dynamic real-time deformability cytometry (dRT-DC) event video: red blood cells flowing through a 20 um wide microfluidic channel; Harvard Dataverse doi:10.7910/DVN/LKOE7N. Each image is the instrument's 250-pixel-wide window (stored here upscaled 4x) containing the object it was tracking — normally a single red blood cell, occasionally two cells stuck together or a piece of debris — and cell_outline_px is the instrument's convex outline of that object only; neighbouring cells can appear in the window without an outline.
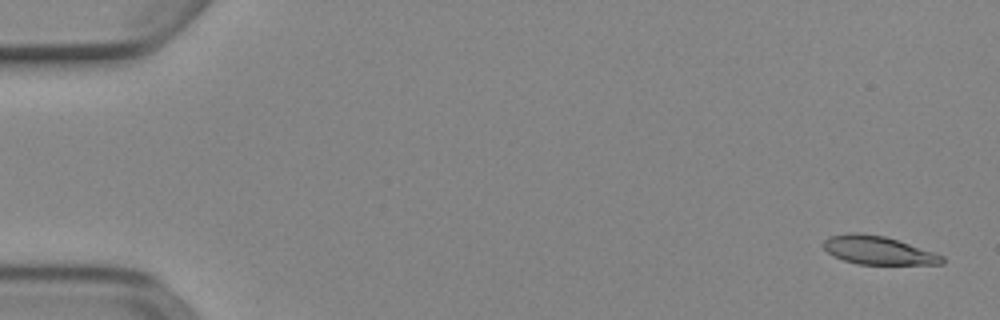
{"species": "Egyptian fruit bat (a non-hibernating species)", "species_latin": "Rousettus aegyptiacus", "temperature_condition": "cold", "stored_images_in_passage": 52, "camera_frame_rate_fps": 3000, "um_per_image_px": 0.085, "animal": {"sex": "female"}, "frame": {"image": 1, "passage_image": 2, "time_ms": 0.333, "image_size_px": [1000, 320], "cell_outline_px": [[944, 264], [860, 264], [844, 260], [832, 256], [824, 248], [824, 240], [828, 236], [848, 232], [860, 232], [884, 236], [944, 256]], "centroid_in_image_um": [74.58, 21.26], "position_along_channel_um": 10.4, "area_um2": 19.42}}
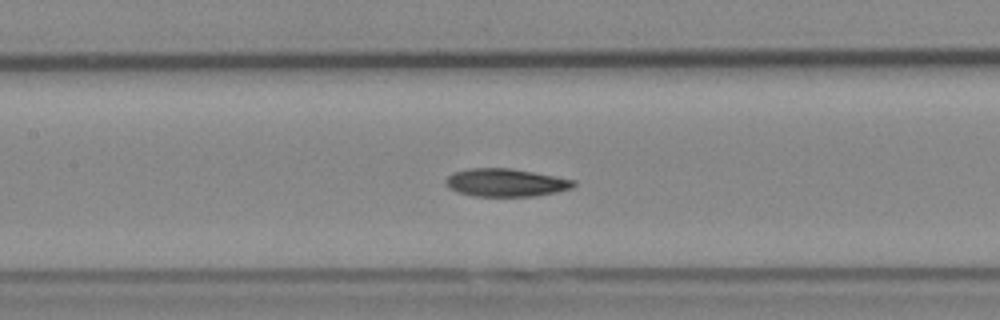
{"frame": {"image": 2, "passage_image": 25, "time_ms": 8.0, "image_size_px": [1000, 320], "cell_outline_px": [[576, 184], [572, 188], [556, 192], [536, 196], [472, 196], [456, 192], [448, 188], [444, 184], [444, 180], [452, 172], [468, 168], [512, 168], [556, 176], [576, 180]], "centroid_in_image_um": [42.95, 15.52], "position_along_channel_um": 164.4, "area_um2": 21.15}}
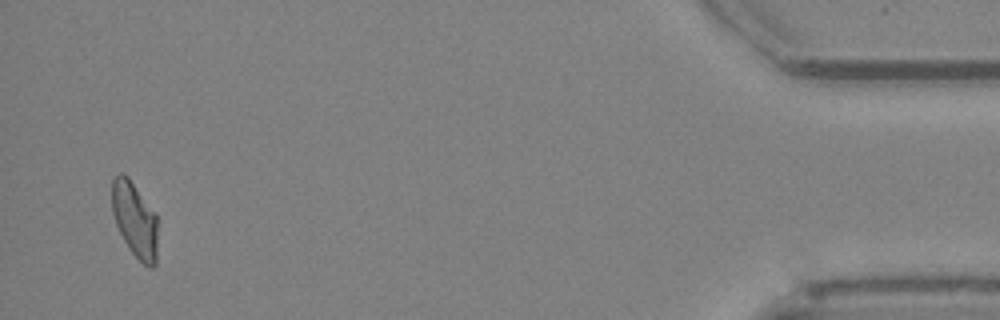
{"frame": {"image": 3, "passage_image": 51, "time_ms": 16.667, "image_size_px": [1000, 320], "cell_outline_px": [[156, 264], [152, 268], [148, 268], [132, 252], [124, 240], [116, 224], [112, 212], [112, 176], [120, 172], [128, 176], [156, 212]], "centroid_in_image_um": [11.45, 18.62], "position_along_channel_um": 423.8, "area_um2": 20.06}, "authors_computed_cell_mechanics": {"area_um2": 20.3167, "velocity_mm_per_s": 3.8956, "shape_relaxation_time_tau1_ms": null, "shape_relaxation_time_tau2_ms": 4.5552, "deformation_change_tau1": null, "deformation_change_tau2": 0.1125}}